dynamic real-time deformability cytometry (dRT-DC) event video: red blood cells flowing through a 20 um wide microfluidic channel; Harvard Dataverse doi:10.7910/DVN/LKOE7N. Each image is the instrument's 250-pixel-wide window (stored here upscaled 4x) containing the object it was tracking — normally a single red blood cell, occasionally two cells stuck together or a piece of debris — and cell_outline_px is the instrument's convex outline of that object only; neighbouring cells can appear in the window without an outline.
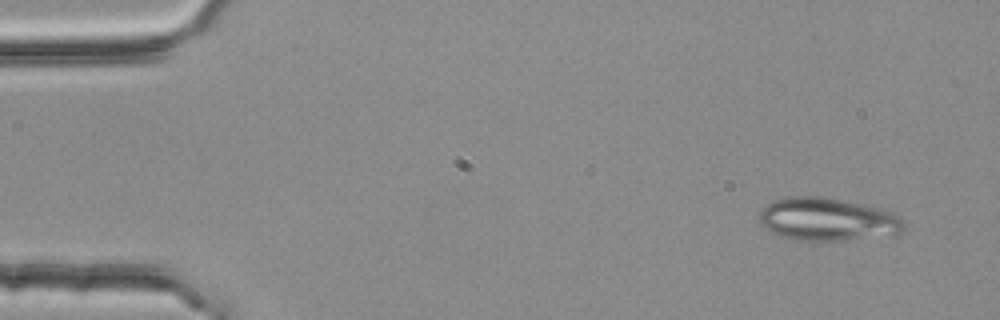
{"species": "common noctule bat (a hibernating species)", "species_latin": "Nyctalus noctula", "temperature_condition": "room temperature", "stored_images_in_passage": 3, "camera_frame_rate_fps": 3000, "um_per_image_px": 0.085, "animal": {"sex": "female", "body_mass_g": 25.1}, "frame": {"image": 1, "passage_image": 1, "time_ms": 0.0, "image_size_px": [1000, 320], "cell_outline_px": [[904, 228], [896, 236], [844, 240], [800, 240], [780, 236], [768, 232], [760, 224], [760, 212], [764, 204], [788, 196], [820, 196], [840, 200], [876, 208], [892, 212], [900, 216], [904, 224]], "centroid_in_image_um": [70.32, 18.66], "position_along_channel_um": 14.7, "area_um2": 36.3}}